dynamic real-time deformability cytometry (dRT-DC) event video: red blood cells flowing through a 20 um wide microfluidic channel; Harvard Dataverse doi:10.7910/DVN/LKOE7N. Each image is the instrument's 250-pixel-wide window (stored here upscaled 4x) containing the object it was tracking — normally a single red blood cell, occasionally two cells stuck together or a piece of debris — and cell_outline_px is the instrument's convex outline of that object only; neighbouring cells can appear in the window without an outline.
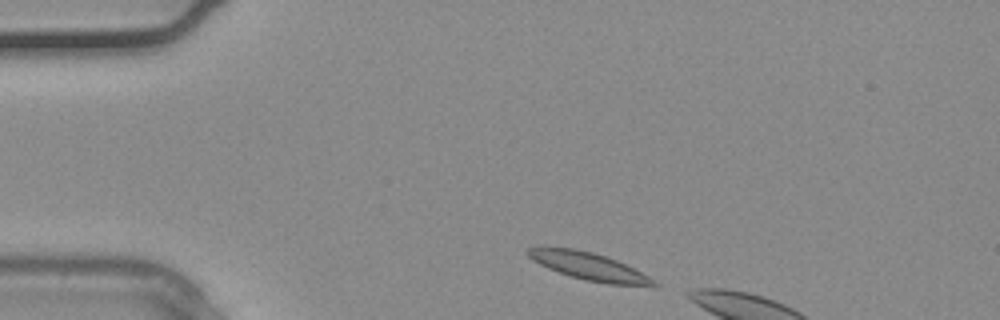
{"species": "common noctule bat (a hibernating species)", "species_latin": "Nyctalus noctula", "temperature_condition": "warm", "stored_images_in_passage": 2, "camera_frame_rate_fps": 3000, "um_per_image_px": 0.085, "animal": {"sex": "male", "body_mass_g": 20.4}, "frame": {"image": 1, "passage_image": 1, "time_ms": 0.0, "image_size_px": [1000, 320], "cell_outline_px": [[660, 288], [608, 284], [584, 280], [548, 268], [532, 260], [524, 252], [528, 248], [572, 248], [592, 252], [616, 260], [656, 280], [660, 284]], "centroid_in_image_um": [50.16, 22.68], "position_along_channel_um": 34.8, "area_um2": 20.17}}